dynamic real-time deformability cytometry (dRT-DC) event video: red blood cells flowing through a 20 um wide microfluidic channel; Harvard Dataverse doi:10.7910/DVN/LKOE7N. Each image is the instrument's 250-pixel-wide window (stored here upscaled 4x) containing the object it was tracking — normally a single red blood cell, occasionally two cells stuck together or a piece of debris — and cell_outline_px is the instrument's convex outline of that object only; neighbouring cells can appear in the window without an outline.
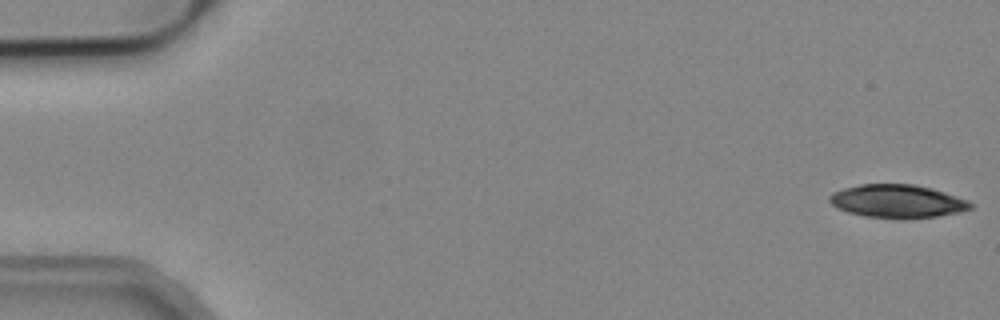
{"species": "common noctule bat (a hibernating species)", "species_latin": "Nyctalus noctula", "temperature_condition": "cold", "stored_images_in_passage": 5, "camera_frame_rate_fps": 3000, "um_per_image_px": 0.085, "animal": {"sex": "male", "body_mass_g": 19.2, "forearm_length_mm": 51.8}, "frame": {"image": 1, "passage_image": 1, "time_ms": 0.0, "image_size_px": [1000, 320], "cell_outline_px": [[972, 208], [956, 212], [936, 216], [864, 216], [848, 212], [836, 208], [828, 200], [828, 196], [832, 192], [844, 188], [860, 184], [912, 184], [932, 188], [968, 200], [972, 204]], "centroid_in_image_um": [76.21, 17.06], "position_along_channel_um": 8.8, "area_um2": 26.41}}